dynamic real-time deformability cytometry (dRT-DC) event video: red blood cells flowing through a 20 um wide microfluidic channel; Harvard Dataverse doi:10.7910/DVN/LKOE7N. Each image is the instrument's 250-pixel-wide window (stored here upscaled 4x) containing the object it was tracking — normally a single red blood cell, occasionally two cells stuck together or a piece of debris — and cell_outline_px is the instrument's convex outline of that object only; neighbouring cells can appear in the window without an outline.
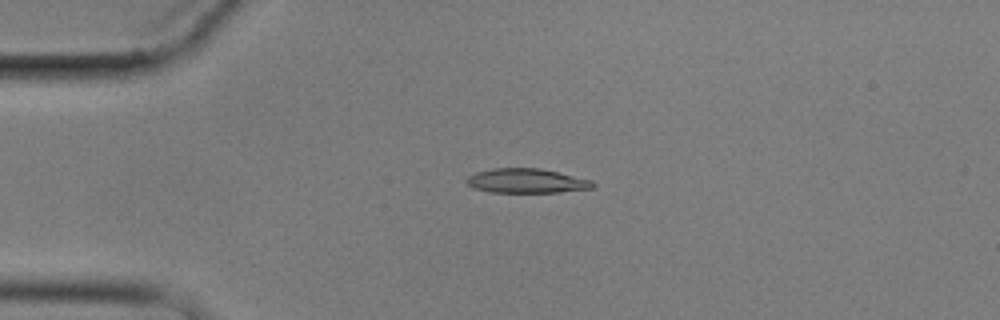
{"species": "common noctule bat (a hibernating species)", "species_latin": "Nyctalus noctula", "temperature_condition": "cold", "stored_images_in_passage": 5, "camera_frame_rate_fps": 3000, "um_per_image_px": 0.085, "animal": {"sex": "male", "body_mass_g": 17.9}, "frame": {"image": 1, "passage_image": 3, "time_ms": 2.0, "image_size_px": [1000, 320], "cell_outline_px": [[596, 184], [592, 188], [560, 192], [492, 192], [476, 188], [468, 184], [464, 180], [468, 176], [476, 172], [492, 168], [540, 168], [592, 180]], "centroid_in_image_um": [44.76, 15.36], "position_along_channel_um": 40.2, "area_um2": 17.86}}
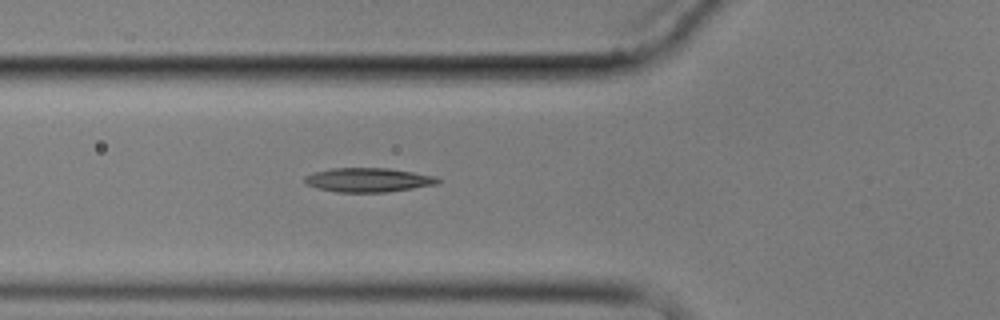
{"frame": {"image": 2, "passage_image": 5, "time_ms": 4.333, "image_size_px": [1000, 320], "cell_outline_px": [[440, 180], [436, 184], [388, 192], [336, 192], [304, 184], [304, 176], [316, 172], [332, 168], [388, 168], [436, 176]], "centroid_in_image_um": [31.28, 15.29], "position_along_channel_um": 94.5, "area_um2": 18.55}}